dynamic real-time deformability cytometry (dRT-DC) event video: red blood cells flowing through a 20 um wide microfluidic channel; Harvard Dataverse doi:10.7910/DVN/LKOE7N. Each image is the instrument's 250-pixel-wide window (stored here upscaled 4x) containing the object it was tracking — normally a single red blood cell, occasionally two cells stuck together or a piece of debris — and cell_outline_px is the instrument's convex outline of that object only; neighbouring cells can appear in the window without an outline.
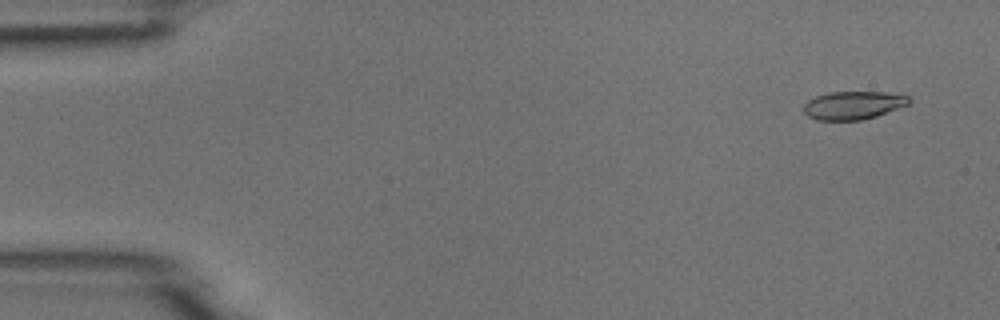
{"species": "common noctule bat (a hibernating species)", "species_latin": "Nyctalus noctula", "temperature_condition": "room temperature", "stored_images_in_passage": 8, "camera_frame_rate_fps": 3000, "um_per_image_px": 0.085, "animal": {"sex": "male", "body_mass_g": 18.8}, "frame": {"image": 1, "passage_image": 2, "time_ms": 1.0, "image_size_px": [1000, 320], "cell_outline_px": [[912, 100], [908, 104], [876, 116], [860, 120], [816, 120], [808, 116], [804, 112], [804, 104], [808, 100], [816, 96], [828, 92], [884, 92], [908, 96]], "centroid_in_image_um": [72.5, 8.94], "position_along_channel_um": 12.5, "area_um2": 17.17}}
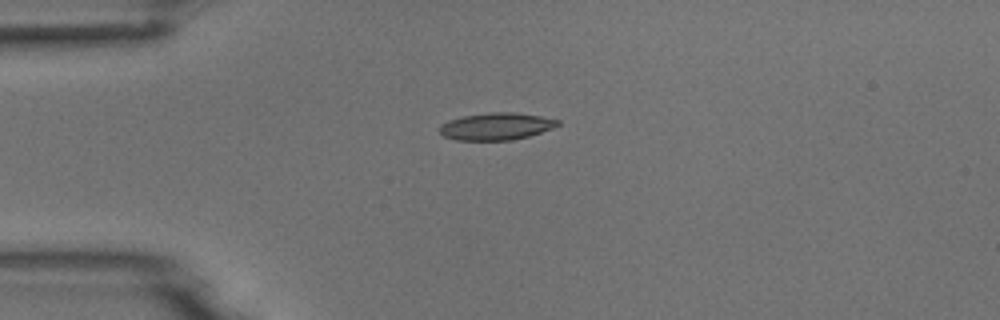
{"frame": {"image": 2, "passage_image": 5, "time_ms": 4.333, "image_size_px": [1000, 320], "cell_outline_px": [[560, 124], [552, 128], [528, 136], [512, 140], [456, 140], [444, 136], [440, 132], [440, 124], [448, 120], [464, 116], [488, 112], [512, 112], [540, 116], [560, 120]], "centroid_in_image_um": [42.17, 10.74], "position_along_channel_um": 42.8, "area_um2": 18.61}}
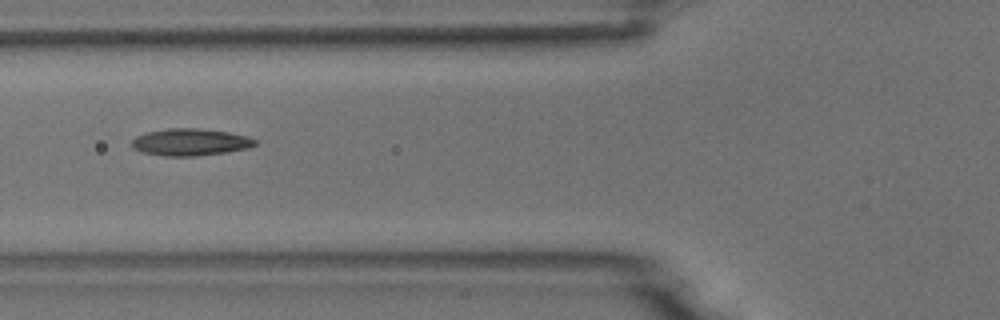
{"frame": {"image": 3, "passage_image": 7, "time_ms": 6.667, "image_size_px": [1000, 320], "cell_outline_px": [[256, 144], [248, 148], [224, 152], [196, 156], [164, 156], [144, 152], [132, 148], [132, 140], [136, 136], [148, 132], [168, 128], [200, 128], [228, 132], [248, 136], [256, 140]], "centroid_in_image_um": [16.17, 12.07], "position_along_channel_um": 109.6, "area_um2": 19.31}}